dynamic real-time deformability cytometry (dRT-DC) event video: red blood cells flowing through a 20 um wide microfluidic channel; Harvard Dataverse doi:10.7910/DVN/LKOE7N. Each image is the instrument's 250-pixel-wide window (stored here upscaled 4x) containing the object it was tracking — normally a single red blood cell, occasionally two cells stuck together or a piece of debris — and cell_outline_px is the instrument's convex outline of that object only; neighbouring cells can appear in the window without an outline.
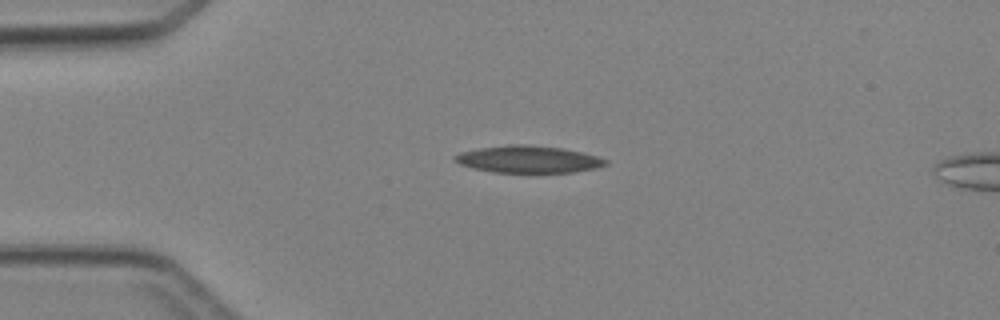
{"species": "Egyptian fruit bat (a non-hibernating species)", "species_latin": "Rousettus aegyptiacus", "temperature_condition": "cold", "stored_images_in_passage": 3, "camera_frame_rate_fps": 3000, "um_per_image_px": 0.085, "animal": {"sex": "female"}, "frame": {"image": 1, "passage_image": 2, "time_ms": 2.333, "image_size_px": [1000, 320], "cell_outline_px": [[608, 164], [596, 168], [572, 172], [492, 172], [472, 168], [460, 164], [452, 160], [452, 156], [460, 152], [480, 148], [512, 144], [528, 144], [564, 148], [584, 152], [608, 160]], "centroid_in_image_um": [44.9, 13.53], "position_along_channel_um": 40.1, "area_um2": 23.93}}